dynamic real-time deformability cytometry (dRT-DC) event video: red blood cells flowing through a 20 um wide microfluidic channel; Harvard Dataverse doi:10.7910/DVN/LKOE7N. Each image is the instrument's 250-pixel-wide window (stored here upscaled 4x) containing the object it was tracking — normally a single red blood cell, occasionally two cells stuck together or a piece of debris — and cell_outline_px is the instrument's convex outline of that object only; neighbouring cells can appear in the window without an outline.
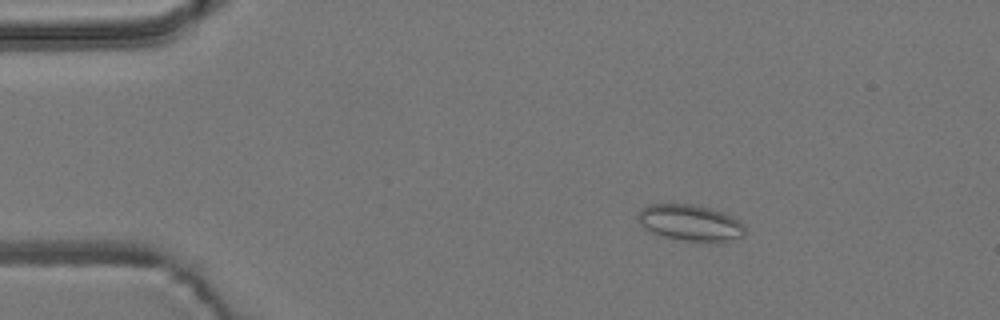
{"species": "common noctule bat (a hibernating species)", "species_latin": "Nyctalus noctula", "temperature_condition": "room temperature", "stored_images_in_passage": 4, "camera_frame_rate_fps": 3000, "um_per_image_px": 0.085, "animal": {"sex": "male", "body_mass_g": 19.2, "forearm_length_mm": 51.8}, "frame": {"image": 1, "passage_image": 2, "time_ms": 1.0, "image_size_px": [1000, 320], "cell_outline_px": [[744, 236], [720, 244], [716, 244], [680, 240], [664, 236], [652, 232], [640, 224], [640, 208], [648, 204], [692, 204], [724, 212], [732, 216], [744, 224]], "centroid_in_image_um": [58.74, 18.97], "position_along_channel_um": 26.3, "area_um2": 22.89}}